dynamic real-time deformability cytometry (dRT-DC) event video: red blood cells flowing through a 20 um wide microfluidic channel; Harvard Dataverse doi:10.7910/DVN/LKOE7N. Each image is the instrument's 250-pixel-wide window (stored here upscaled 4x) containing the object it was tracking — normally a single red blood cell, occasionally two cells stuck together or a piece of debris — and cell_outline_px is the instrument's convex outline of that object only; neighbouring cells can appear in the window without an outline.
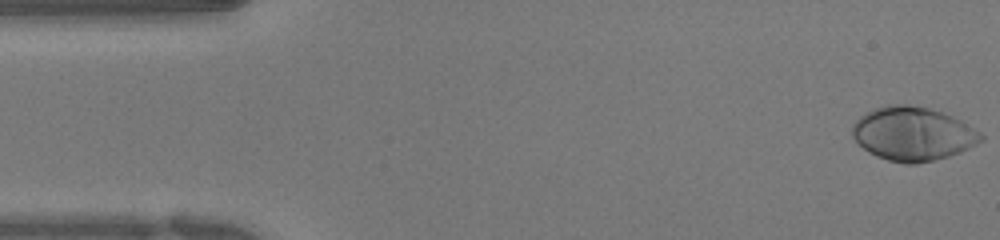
{"species": "human", "species_latin": "Homo sapiens", "temperature_condition": "warm", "stored_images_in_passage": 50, "camera_frame_rate_fps": 3000, "um_per_image_px": 0.085, "donor": {"sex": "female"}, "frame": {"image": 1, "passage_image": 1, "time_ms": 0.0, "image_size_px": [1000, 240], "cell_outline_px": [[984, 140], [960, 152], [948, 156], [916, 164], [904, 164], [888, 160], [876, 156], [868, 152], [852, 136], [852, 124], [860, 116], [872, 108], [888, 104], [908, 104], [928, 108], [944, 112], [960, 120], [980, 132], [984, 136]], "centroid_in_image_um": [77.57, 11.36], "position_along_channel_um": 7.4, "area_um2": 40.4}}
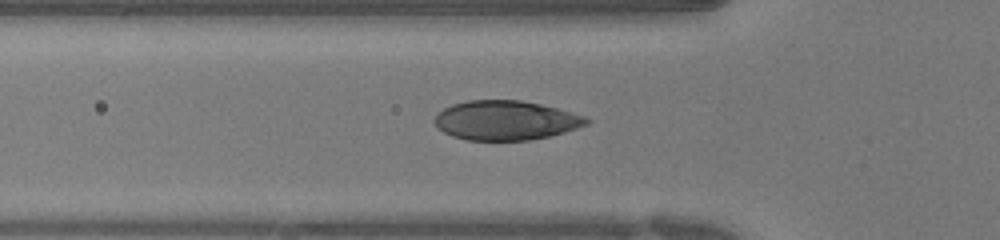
{"frame": {"image": 2, "passage_image": 16, "time_ms": 5.0, "image_size_px": [1000, 240], "cell_outline_px": [[592, 120], [588, 124], [564, 132], [548, 136], [528, 140], [468, 140], [452, 136], [444, 132], [432, 120], [436, 112], [452, 104], [468, 100], [520, 100], [540, 104], [556, 108], [584, 116]], "centroid_in_image_um": [42.95, 10.22], "position_along_channel_um": 82.8, "area_um2": 34.8}}
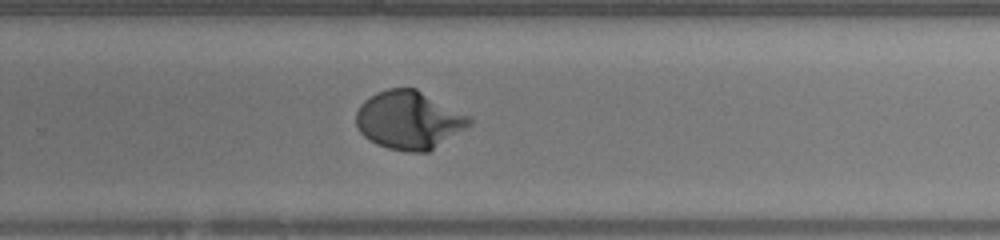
{"frame": {"image": 3, "passage_image": 32, "time_ms": 10.333, "image_size_px": [1000, 240], "cell_outline_px": [[472, 124], [428, 152], [408, 152], [388, 148], [376, 144], [368, 140], [360, 132], [356, 124], [356, 112], [360, 104], [364, 100], [376, 92], [388, 88], [416, 88], [472, 116]], "centroid_in_image_um": [34.77, 10.2], "position_along_channel_um": 295.0, "area_um2": 38.67}, "authors_computed_cell_mechanics": {"area_um2": 37.0787, "velocity_mm_per_s": 3.9693, "shape_relaxation_time_tau1_ms": 2.7898, "shape_relaxation_time_tau2_ms": null, "deformation_change_tau1": 0.2051, "deformation_change_tau2": null}}